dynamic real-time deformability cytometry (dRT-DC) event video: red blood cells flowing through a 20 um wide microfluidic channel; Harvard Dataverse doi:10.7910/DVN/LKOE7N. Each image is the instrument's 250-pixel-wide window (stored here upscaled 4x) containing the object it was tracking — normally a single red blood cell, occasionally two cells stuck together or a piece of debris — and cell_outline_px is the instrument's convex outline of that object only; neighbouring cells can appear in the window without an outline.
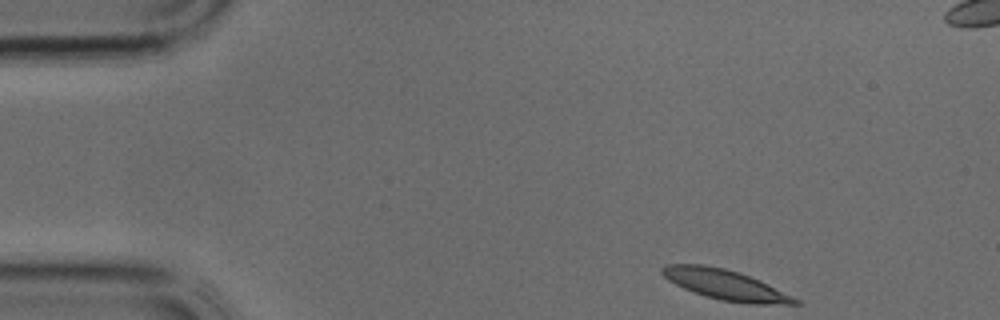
{"species": "common noctule bat (a hibernating species)", "species_latin": "Nyctalus noctula", "temperature_condition": "cold", "stored_images_in_passage": 36, "camera_frame_rate_fps": 3000, "um_per_image_px": 0.085, "animal": {"sex": "male", "body_mass_g": 17.9, "forearm_length_mm": 54.2}, "frame": {"image": 1, "passage_image": 1, "time_ms": 0.0, "image_size_px": [1000, 320], "cell_outline_px": [[804, 304], [748, 304], [720, 300], [684, 288], [668, 280], [660, 272], [660, 268], [664, 264], [704, 264], [724, 268], [740, 272], [760, 280], [800, 300]], "centroid_in_image_um": [61.66, 24.19], "position_along_channel_um": 23.3, "area_um2": 23.29}}
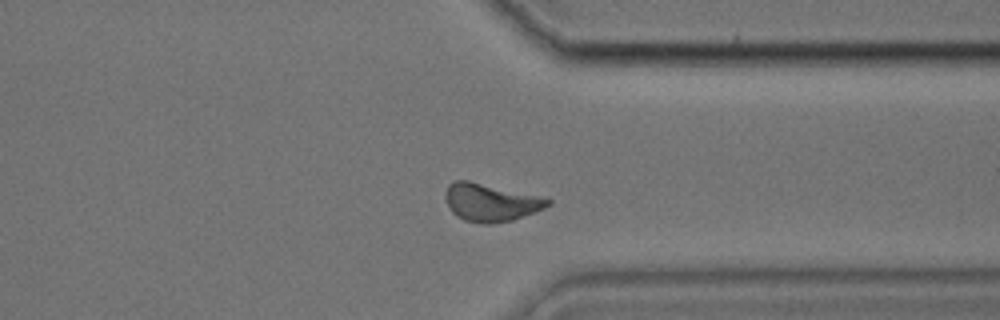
{"frame": {"image": 2, "passage_image": 26, "time_ms": 8.333, "image_size_px": [1000, 320], "cell_outline_px": [[552, 204], [544, 208], [512, 220], [488, 224], [480, 224], [464, 220], [456, 216], [452, 212], [444, 196], [448, 184], [452, 180], [468, 180], [544, 196], [552, 200]], "centroid_in_image_um": [41.72, 17.19], "position_along_channel_um": 369.7, "area_um2": 22.83}}
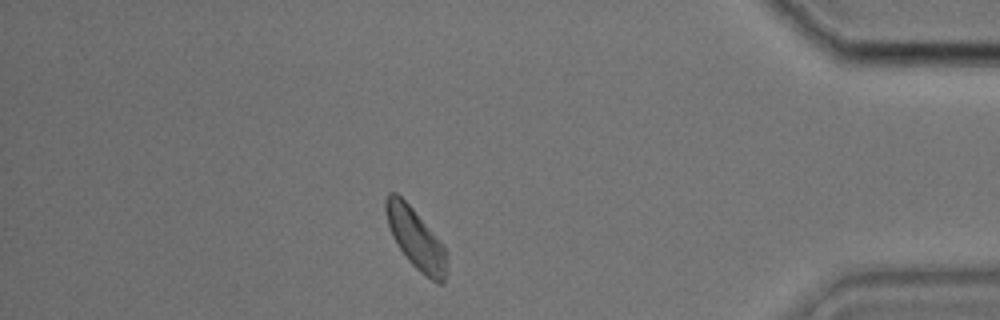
{"frame": {"image": 3, "passage_image": 30, "time_ms": 9.667, "image_size_px": [1000, 320], "cell_outline_px": [[448, 268], [444, 280], [440, 284], [436, 284], [424, 276], [408, 260], [396, 244], [392, 236], [384, 212], [384, 200], [388, 192], [396, 192], [412, 208], [444, 244], [448, 252]], "centroid_in_image_um": [35.37, 20.32], "position_along_channel_um": 399.8, "area_um2": 21.96}}